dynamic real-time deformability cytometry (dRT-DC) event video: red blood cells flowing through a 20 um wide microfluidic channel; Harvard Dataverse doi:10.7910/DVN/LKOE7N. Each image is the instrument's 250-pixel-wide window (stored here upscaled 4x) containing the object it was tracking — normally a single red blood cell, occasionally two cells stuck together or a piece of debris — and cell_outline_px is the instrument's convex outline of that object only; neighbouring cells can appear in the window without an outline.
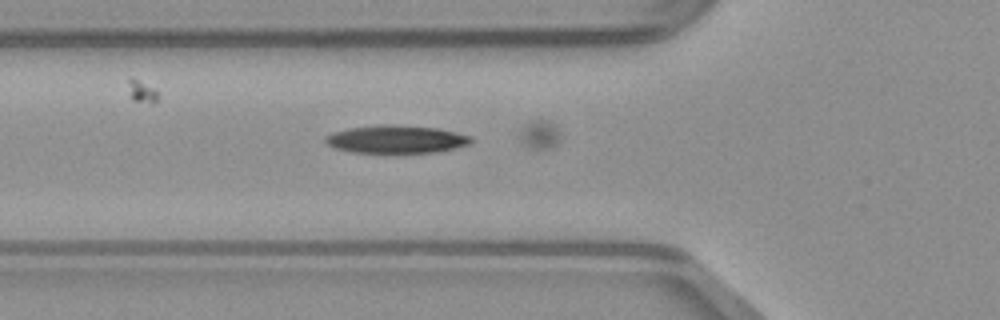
{"species": "common noctule bat (a hibernating species)", "species_latin": "Nyctalus noctula", "temperature_condition": "warm", "stored_images_in_passage": 37, "camera_frame_rate_fps": 3000, "um_per_image_px": 0.085, "animal": {"sex": "male", "body_mass_g": 23.1, "forearm_length_mm": 52.7}, "frame": {"image": 1, "passage_image": 16, "time_ms": 5.0, "image_size_px": [1000, 320], "cell_outline_px": [[472, 144], [456, 148], [436, 152], [352, 152], [336, 148], [328, 144], [324, 140], [324, 136], [348, 128], [376, 124], [392, 124], [436, 128], [472, 136]], "centroid_in_image_um": [33.7, 11.82], "position_along_channel_um": 92.1, "area_um2": 23.58}}
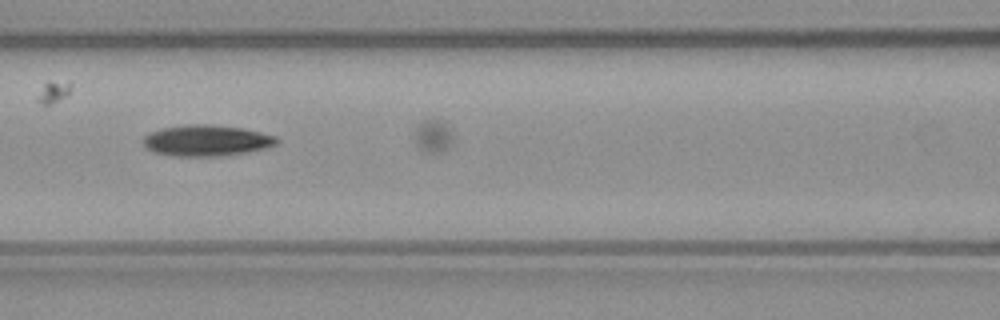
{"frame": {"image": 2, "passage_image": 20, "time_ms": 6.333, "image_size_px": [1000, 320], "cell_outline_px": [[280, 140], [276, 144], [268, 148], [248, 152], [224, 156], [176, 156], [152, 152], [144, 144], [144, 136], [160, 128], [188, 124], [208, 124], [240, 128], [276, 136]], "centroid_in_image_um": [17.57, 11.95], "position_along_channel_um": 149.0, "area_um2": 24.16}}